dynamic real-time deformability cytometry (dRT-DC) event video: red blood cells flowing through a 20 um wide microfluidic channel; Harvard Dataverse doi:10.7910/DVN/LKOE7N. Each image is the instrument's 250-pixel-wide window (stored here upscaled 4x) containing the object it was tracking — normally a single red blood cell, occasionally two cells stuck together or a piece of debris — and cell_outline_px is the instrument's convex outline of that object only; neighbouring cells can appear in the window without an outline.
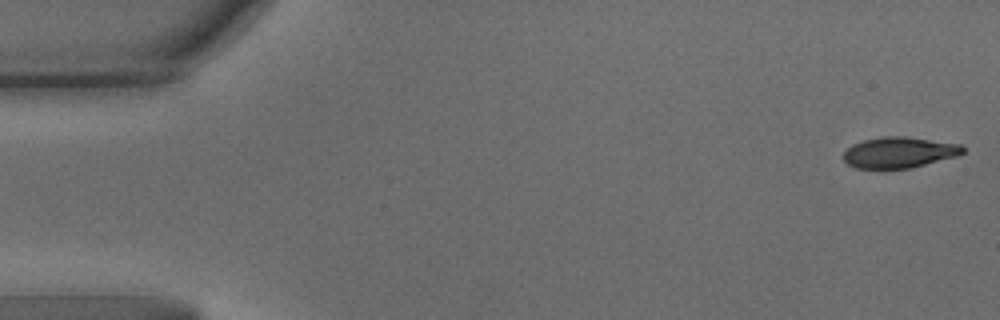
{"species": "common noctule bat (a hibernating species)", "species_latin": "Nyctalus noctula", "temperature_condition": "warm", "stored_images_in_passage": 62, "camera_frame_rate_fps": 3000, "um_per_image_px": 0.085, "animal": {"sex": "male", "body_mass_g": 15.6}, "frame": {"image": 1, "passage_image": 1, "time_ms": 0.0, "image_size_px": [1000, 320], "cell_outline_px": [[964, 152], [956, 156], [908, 168], [856, 168], [848, 164], [844, 160], [844, 152], [852, 144], [864, 140], [884, 136], [904, 136], [960, 144], [964, 148]], "centroid_in_image_um": [76.4, 12.95], "position_along_channel_um": 8.6, "area_um2": 21.15}}
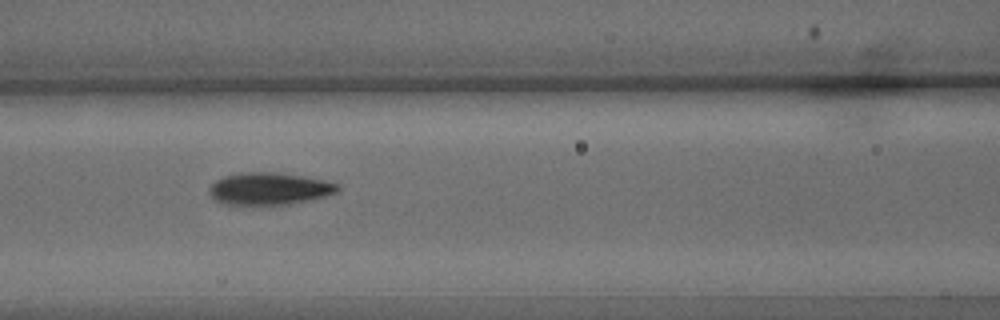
{"frame": {"image": 2, "passage_image": 26, "time_ms": 8.333, "image_size_px": [1000, 320], "cell_outline_px": [[340, 188], [336, 192], [324, 196], [308, 200], [288, 204], [224, 204], [216, 200], [208, 192], [208, 188], [216, 180], [224, 176], [240, 172], [280, 172], [304, 176], [340, 184]], "centroid_in_image_um": [22.87, 16.02], "position_along_channel_um": 143.7, "area_um2": 23.99}}
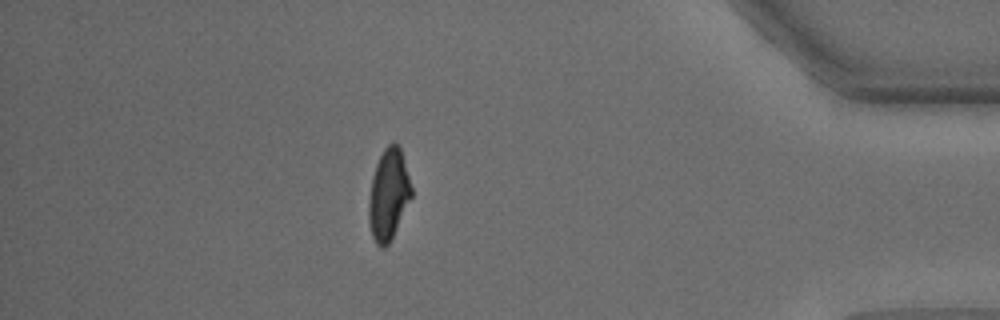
{"frame": {"image": 3, "passage_image": 54, "time_ms": 17.667, "image_size_px": [1000, 320], "cell_outline_px": [[412, 196], [388, 244], [384, 248], [380, 248], [376, 244], [372, 236], [368, 220], [368, 204], [372, 176], [376, 164], [384, 148], [392, 140], [400, 148], [412, 188]], "centroid_in_image_um": [33.0, 16.53], "position_along_channel_um": 402.2, "area_um2": 22.43}, "authors_computed_cell_mechanics": {"area_um2": 23.2067, "velocity_mm_per_s": 3.222, "shape_relaxation_time_tau1_ms": 3.7131, "shape_relaxation_time_tau2_ms": 1.8444, "deformation_change_tau1": 0.1664, "deformation_change_tau2": 0.0759}}